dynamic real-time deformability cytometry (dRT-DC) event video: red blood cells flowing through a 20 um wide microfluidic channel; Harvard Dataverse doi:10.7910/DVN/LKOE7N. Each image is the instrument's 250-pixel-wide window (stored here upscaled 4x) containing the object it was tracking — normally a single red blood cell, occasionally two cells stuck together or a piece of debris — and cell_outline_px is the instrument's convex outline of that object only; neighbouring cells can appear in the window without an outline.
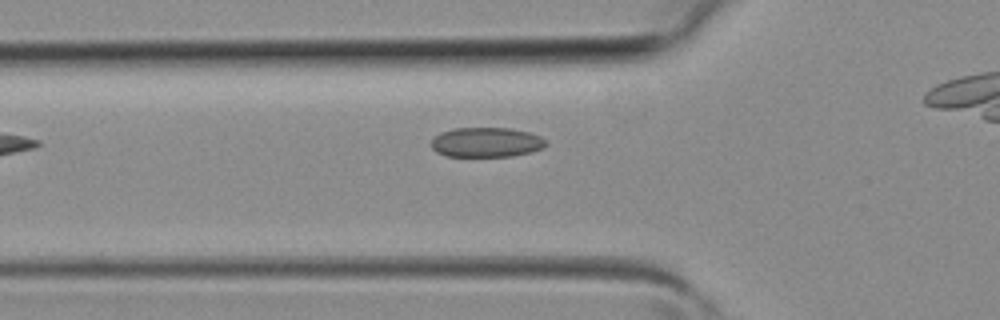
{"species": "common noctule bat (a hibernating species)", "species_latin": "Nyctalus noctula", "temperature_condition": "room temperature", "stored_images_in_passage": 6, "camera_frame_rate_fps": 3000, "um_per_image_px": 0.085, "animal": {"sex": "female", "body_mass_g": 19.3, "forearm_length_mm": 54.1}, "frame": {"image": 1, "passage_image": 6, "time_ms": 1.667, "image_size_px": [1000, 320], "cell_outline_px": [[548, 144], [544, 148], [532, 152], [512, 156], [444, 156], [436, 152], [432, 148], [432, 140], [440, 132], [452, 128], [512, 128], [528, 132], [540, 136]], "centroid_in_image_um": [41.35, 12.09], "position_along_channel_um": 84.5, "area_um2": 20.0}}